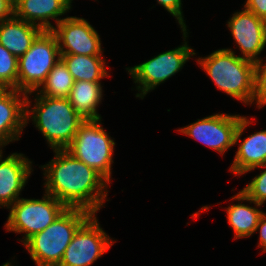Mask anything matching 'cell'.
<instances>
[{"instance_id": "obj_1", "label": "cell", "mask_w": 266, "mask_h": 266, "mask_svg": "<svg viewBox=\"0 0 266 266\" xmlns=\"http://www.w3.org/2000/svg\"><path fill=\"white\" fill-rule=\"evenodd\" d=\"M53 153V159L39 166L44 171V192L67 208H81L97 214L104 208L105 201H109V183L66 149H54Z\"/></svg>"}, {"instance_id": "obj_2", "label": "cell", "mask_w": 266, "mask_h": 266, "mask_svg": "<svg viewBox=\"0 0 266 266\" xmlns=\"http://www.w3.org/2000/svg\"><path fill=\"white\" fill-rule=\"evenodd\" d=\"M33 93L32 103L30 97ZM25 121L26 126L32 121L50 149L54 150L66 149L85 119L75 111L68 98L46 97L33 91L26 96Z\"/></svg>"}, {"instance_id": "obj_3", "label": "cell", "mask_w": 266, "mask_h": 266, "mask_svg": "<svg viewBox=\"0 0 266 266\" xmlns=\"http://www.w3.org/2000/svg\"><path fill=\"white\" fill-rule=\"evenodd\" d=\"M235 53L221 48L196 61L218 90L250 106L255 104V62Z\"/></svg>"}, {"instance_id": "obj_4", "label": "cell", "mask_w": 266, "mask_h": 266, "mask_svg": "<svg viewBox=\"0 0 266 266\" xmlns=\"http://www.w3.org/2000/svg\"><path fill=\"white\" fill-rule=\"evenodd\" d=\"M92 215L81 208H66L45 230L22 245L36 266H58L79 227Z\"/></svg>"}, {"instance_id": "obj_5", "label": "cell", "mask_w": 266, "mask_h": 266, "mask_svg": "<svg viewBox=\"0 0 266 266\" xmlns=\"http://www.w3.org/2000/svg\"><path fill=\"white\" fill-rule=\"evenodd\" d=\"M182 45L167 50L133 67H126V71L135 83L136 98L144 99L148 92L155 90L161 83L180 72L191 57L196 55L193 47L188 44V29H181ZM187 40V41H186Z\"/></svg>"}, {"instance_id": "obj_6", "label": "cell", "mask_w": 266, "mask_h": 266, "mask_svg": "<svg viewBox=\"0 0 266 266\" xmlns=\"http://www.w3.org/2000/svg\"><path fill=\"white\" fill-rule=\"evenodd\" d=\"M102 120H85L66 148L76 159L97 171L109 184L112 180L115 140L102 127Z\"/></svg>"}, {"instance_id": "obj_7", "label": "cell", "mask_w": 266, "mask_h": 266, "mask_svg": "<svg viewBox=\"0 0 266 266\" xmlns=\"http://www.w3.org/2000/svg\"><path fill=\"white\" fill-rule=\"evenodd\" d=\"M67 207L44 192L42 199L20 197L9 209L4 224L6 232L24 234L19 241L23 244L34 234L45 230Z\"/></svg>"}, {"instance_id": "obj_8", "label": "cell", "mask_w": 266, "mask_h": 266, "mask_svg": "<svg viewBox=\"0 0 266 266\" xmlns=\"http://www.w3.org/2000/svg\"><path fill=\"white\" fill-rule=\"evenodd\" d=\"M60 58L55 34L43 30L29 50L18 58V90L25 93L36 91Z\"/></svg>"}, {"instance_id": "obj_9", "label": "cell", "mask_w": 266, "mask_h": 266, "mask_svg": "<svg viewBox=\"0 0 266 266\" xmlns=\"http://www.w3.org/2000/svg\"><path fill=\"white\" fill-rule=\"evenodd\" d=\"M114 243L116 240L100 226L97 214H92L75 233L58 266H91Z\"/></svg>"}, {"instance_id": "obj_10", "label": "cell", "mask_w": 266, "mask_h": 266, "mask_svg": "<svg viewBox=\"0 0 266 266\" xmlns=\"http://www.w3.org/2000/svg\"><path fill=\"white\" fill-rule=\"evenodd\" d=\"M241 117L240 114L214 113L176 131L224 156L235 145V134Z\"/></svg>"}, {"instance_id": "obj_11", "label": "cell", "mask_w": 266, "mask_h": 266, "mask_svg": "<svg viewBox=\"0 0 266 266\" xmlns=\"http://www.w3.org/2000/svg\"><path fill=\"white\" fill-rule=\"evenodd\" d=\"M51 31L57 38L60 54L103 55L99 33L82 17L62 18Z\"/></svg>"}, {"instance_id": "obj_12", "label": "cell", "mask_w": 266, "mask_h": 266, "mask_svg": "<svg viewBox=\"0 0 266 266\" xmlns=\"http://www.w3.org/2000/svg\"><path fill=\"white\" fill-rule=\"evenodd\" d=\"M231 16L227 21V28L241 52L239 56L253 62L259 61L260 54L266 47V21L244 6Z\"/></svg>"}, {"instance_id": "obj_13", "label": "cell", "mask_w": 266, "mask_h": 266, "mask_svg": "<svg viewBox=\"0 0 266 266\" xmlns=\"http://www.w3.org/2000/svg\"><path fill=\"white\" fill-rule=\"evenodd\" d=\"M0 150V208L8 209L21 195L33 172L32 161L23 153L3 157ZM4 158V159H3Z\"/></svg>"}, {"instance_id": "obj_14", "label": "cell", "mask_w": 266, "mask_h": 266, "mask_svg": "<svg viewBox=\"0 0 266 266\" xmlns=\"http://www.w3.org/2000/svg\"><path fill=\"white\" fill-rule=\"evenodd\" d=\"M247 116H242L235 134L238 149L234 155L229 171L238 177L249 173L256 167L266 164V129L256 131L242 140L244 130L252 123ZM242 141V142H240ZM240 143V144H239Z\"/></svg>"}, {"instance_id": "obj_15", "label": "cell", "mask_w": 266, "mask_h": 266, "mask_svg": "<svg viewBox=\"0 0 266 266\" xmlns=\"http://www.w3.org/2000/svg\"><path fill=\"white\" fill-rule=\"evenodd\" d=\"M27 93L9 89L0 97V146L19 141L26 127Z\"/></svg>"}, {"instance_id": "obj_16", "label": "cell", "mask_w": 266, "mask_h": 266, "mask_svg": "<svg viewBox=\"0 0 266 266\" xmlns=\"http://www.w3.org/2000/svg\"><path fill=\"white\" fill-rule=\"evenodd\" d=\"M71 8L66 0H15L14 16L40 27L42 30H52ZM54 20V24L52 21ZM53 24V25H52Z\"/></svg>"}, {"instance_id": "obj_17", "label": "cell", "mask_w": 266, "mask_h": 266, "mask_svg": "<svg viewBox=\"0 0 266 266\" xmlns=\"http://www.w3.org/2000/svg\"><path fill=\"white\" fill-rule=\"evenodd\" d=\"M231 201H238V203H232L225 208L227 214V220L229 226L233 229L234 238L233 239H242L248 238L256 233V227L259 223L261 216L264 211L258 209L262 205L257 204L250 198H248L242 190L237 192L230 198ZM254 204L255 206L246 205Z\"/></svg>"}, {"instance_id": "obj_18", "label": "cell", "mask_w": 266, "mask_h": 266, "mask_svg": "<svg viewBox=\"0 0 266 266\" xmlns=\"http://www.w3.org/2000/svg\"><path fill=\"white\" fill-rule=\"evenodd\" d=\"M42 31L40 27L13 16L0 23V44L19 58Z\"/></svg>"}, {"instance_id": "obj_19", "label": "cell", "mask_w": 266, "mask_h": 266, "mask_svg": "<svg viewBox=\"0 0 266 266\" xmlns=\"http://www.w3.org/2000/svg\"><path fill=\"white\" fill-rule=\"evenodd\" d=\"M101 82L75 81L68 97L75 111L85 120H102L98 113L103 100V86Z\"/></svg>"}, {"instance_id": "obj_20", "label": "cell", "mask_w": 266, "mask_h": 266, "mask_svg": "<svg viewBox=\"0 0 266 266\" xmlns=\"http://www.w3.org/2000/svg\"><path fill=\"white\" fill-rule=\"evenodd\" d=\"M75 81L100 82L110 77L103 55L85 56L60 54Z\"/></svg>"}, {"instance_id": "obj_21", "label": "cell", "mask_w": 266, "mask_h": 266, "mask_svg": "<svg viewBox=\"0 0 266 266\" xmlns=\"http://www.w3.org/2000/svg\"><path fill=\"white\" fill-rule=\"evenodd\" d=\"M74 82L75 80L68 71L66 64L60 58L35 92L46 97L68 98Z\"/></svg>"}, {"instance_id": "obj_22", "label": "cell", "mask_w": 266, "mask_h": 266, "mask_svg": "<svg viewBox=\"0 0 266 266\" xmlns=\"http://www.w3.org/2000/svg\"><path fill=\"white\" fill-rule=\"evenodd\" d=\"M0 82L18 90V57L0 44Z\"/></svg>"}, {"instance_id": "obj_23", "label": "cell", "mask_w": 266, "mask_h": 266, "mask_svg": "<svg viewBox=\"0 0 266 266\" xmlns=\"http://www.w3.org/2000/svg\"><path fill=\"white\" fill-rule=\"evenodd\" d=\"M256 168L264 170L253 177L242 189V192L257 204L263 205L266 202V164Z\"/></svg>"}, {"instance_id": "obj_24", "label": "cell", "mask_w": 266, "mask_h": 266, "mask_svg": "<svg viewBox=\"0 0 266 266\" xmlns=\"http://www.w3.org/2000/svg\"><path fill=\"white\" fill-rule=\"evenodd\" d=\"M255 62V104L258 109L266 106V60Z\"/></svg>"}, {"instance_id": "obj_25", "label": "cell", "mask_w": 266, "mask_h": 266, "mask_svg": "<svg viewBox=\"0 0 266 266\" xmlns=\"http://www.w3.org/2000/svg\"><path fill=\"white\" fill-rule=\"evenodd\" d=\"M157 4L162 6L165 10H167L170 15L175 17L180 29H187L186 21L184 20V15L182 11V1L183 0H156Z\"/></svg>"}, {"instance_id": "obj_26", "label": "cell", "mask_w": 266, "mask_h": 266, "mask_svg": "<svg viewBox=\"0 0 266 266\" xmlns=\"http://www.w3.org/2000/svg\"><path fill=\"white\" fill-rule=\"evenodd\" d=\"M244 7L266 21V0H246Z\"/></svg>"}, {"instance_id": "obj_27", "label": "cell", "mask_w": 266, "mask_h": 266, "mask_svg": "<svg viewBox=\"0 0 266 266\" xmlns=\"http://www.w3.org/2000/svg\"><path fill=\"white\" fill-rule=\"evenodd\" d=\"M259 231L258 246L262 252H266V212L261 216L259 223L256 227V232Z\"/></svg>"}, {"instance_id": "obj_28", "label": "cell", "mask_w": 266, "mask_h": 266, "mask_svg": "<svg viewBox=\"0 0 266 266\" xmlns=\"http://www.w3.org/2000/svg\"><path fill=\"white\" fill-rule=\"evenodd\" d=\"M14 16V1L0 0V23Z\"/></svg>"}, {"instance_id": "obj_29", "label": "cell", "mask_w": 266, "mask_h": 266, "mask_svg": "<svg viewBox=\"0 0 266 266\" xmlns=\"http://www.w3.org/2000/svg\"><path fill=\"white\" fill-rule=\"evenodd\" d=\"M8 90L9 88H7L3 83L0 82V97L4 95Z\"/></svg>"}, {"instance_id": "obj_30", "label": "cell", "mask_w": 266, "mask_h": 266, "mask_svg": "<svg viewBox=\"0 0 266 266\" xmlns=\"http://www.w3.org/2000/svg\"><path fill=\"white\" fill-rule=\"evenodd\" d=\"M1 266H14V265L12 264L11 260V262L7 261L6 263H3Z\"/></svg>"}, {"instance_id": "obj_31", "label": "cell", "mask_w": 266, "mask_h": 266, "mask_svg": "<svg viewBox=\"0 0 266 266\" xmlns=\"http://www.w3.org/2000/svg\"><path fill=\"white\" fill-rule=\"evenodd\" d=\"M73 0H66V3L69 5L70 8H72V2ZM96 1V0H95Z\"/></svg>"}]
</instances>
